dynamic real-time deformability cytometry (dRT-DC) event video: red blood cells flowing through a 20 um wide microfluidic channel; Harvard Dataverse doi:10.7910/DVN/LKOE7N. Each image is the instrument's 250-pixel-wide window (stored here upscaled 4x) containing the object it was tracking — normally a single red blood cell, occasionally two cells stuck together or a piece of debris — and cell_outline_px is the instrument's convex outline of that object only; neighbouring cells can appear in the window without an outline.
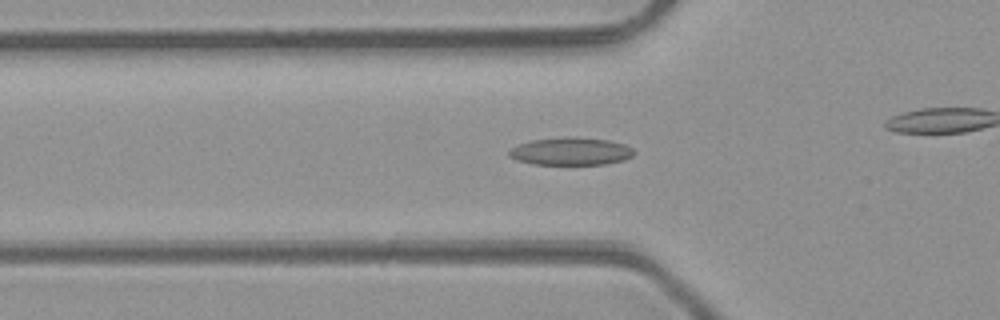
{"species": "common noctule bat (a hibernating species)", "species_latin": "Nyctalus noctula", "temperature_condition": "room temperature", "stored_images_in_passage": 24, "camera_frame_rate_fps": 3000, "um_per_image_px": 0.085, "animal": {"sex": "male", "body_mass_g": 23.1, "forearm_length_mm": 52.7}, "frame": {"image": 1, "passage_image": 2, "time_ms": 0.333, "image_size_px": [1000, 320], "cell_outline_px": [[636, 152], [632, 156], [624, 160], [604, 164], [532, 164], [516, 160], [508, 156], [508, 152], [512, 148], [520, 144], [532, 140], [576, 136], [608, 140], [624, 144], [632, 148]], "centroid_in_image_um": [48.53, 12.86], "position_along_channel_um": 77.3, "area_um2": 20.11}}
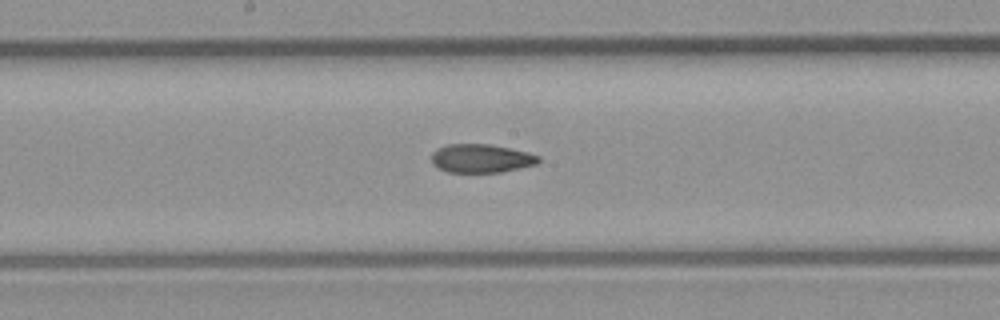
{"frame": {"image": 2, "passage_image": 11, "time_ms": 3.333, "image_size_px": [1000, 320], "cell_outline_px": [[540, 160], [536, 164], [500, 172], [448, 172], [432, 164], [432, 152], [436, 148], [448, 144], [488, 144], [528, 152], [540, 156]], "centroid_in_image_um": [40.88, 13.46], "position_along_channel_um": 207.3, "area_um2": 17.69}}
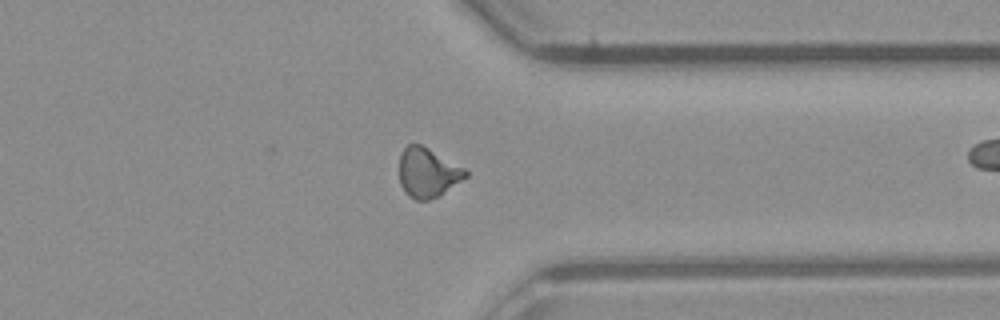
{"frame": {"image": 3, "passage_image": 23, "time_ms": 7.333, "image_size_px": [1000, 320], "cell_outline_px": [[468, 176], [436, 196], [428, 200], [416, 200], [408, 196], [404, 192], [400, 184], [400, 152], [408, 144], [420, 144], [428, 148], [464, 168], [468, 172]], "centroid_in_image_um": [36.32, 14.67], "position_along_channel_um": 375.1, "area_um2": 18.79}}